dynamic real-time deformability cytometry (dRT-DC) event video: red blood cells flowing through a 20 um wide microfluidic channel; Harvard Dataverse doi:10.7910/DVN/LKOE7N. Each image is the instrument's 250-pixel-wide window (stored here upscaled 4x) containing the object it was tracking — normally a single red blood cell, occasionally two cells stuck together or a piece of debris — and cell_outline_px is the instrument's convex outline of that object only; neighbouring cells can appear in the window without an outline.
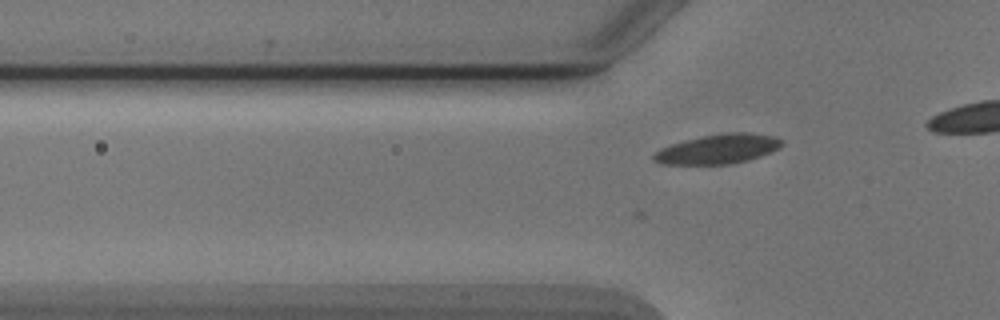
{"species": "Egyptian fruit bat (a non-hibernating species)", "species_latin": "Rousettus aegyptiacus", "temperature_condition": "cold", "stored_images_in_passage": 12, "camera_frame_rate_fps": 3000, "um_per_image_px": 0.085, "animal": {"sex": "male"}, "frame": {"image": 1, "passage_image": 2, "time_ms": 0.333, "image_size_px": [1000, 320], "cell_outline_px": [[780, 144], [776, 148], [760, 156], [748, 160], [728, 164], [660, 164], [652, 160], [652, 156], [660, 148], [684, 140], [704, 136], [732, 132], [748, 132], [776, 136], [780, 140]], "centroid_in_image_um": [60.97, 12.67], "position_along_channel_um": 64.8, "area_um2": 21.68}}
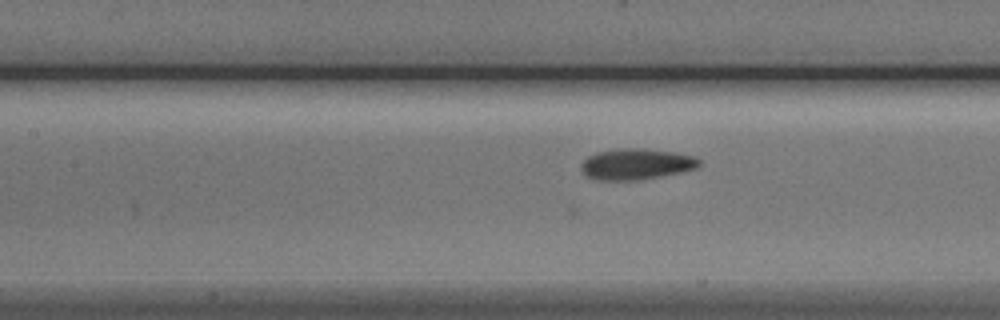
{"frame": {"image": 2, "passage_image": 9, "time_ms": 2.667, "image_size_px": [1000, 320], "cell_outline_px": [[700, 164], [696, 168], [660, 176], [640, 180], [600, 180], [584, 176], [580, 168], [580, 164], [588, 156], [596, 152], [620, 148], [644, 148], [676, 152], [696, 156], [700, 160]], "centroid_in_image_um": [54.05, 13.94], "position_along_channel_um": 153.3, "area_um2": 21.5}}